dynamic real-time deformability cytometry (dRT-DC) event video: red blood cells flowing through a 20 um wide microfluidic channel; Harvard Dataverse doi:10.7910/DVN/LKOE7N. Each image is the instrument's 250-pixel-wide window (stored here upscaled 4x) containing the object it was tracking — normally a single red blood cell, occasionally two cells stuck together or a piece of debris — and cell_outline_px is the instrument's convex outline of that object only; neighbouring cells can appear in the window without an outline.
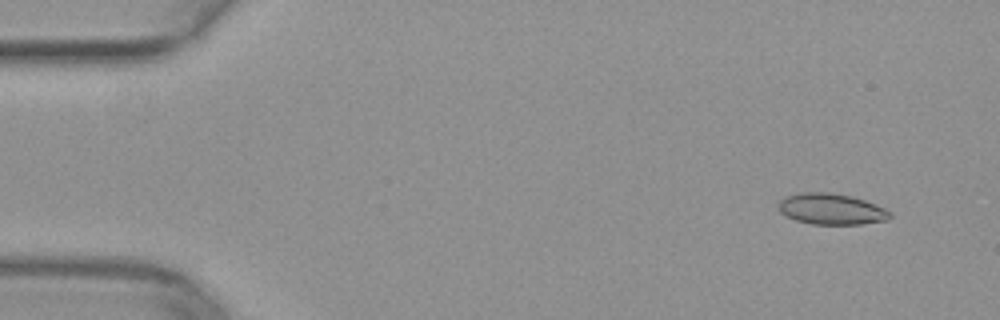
{"species": "common noctule bat (a hibernating species)", "species_latin": "Nyctalus noctula", "temperature_condition": "warm", "stored_images_in_passage": 48, "camera_frame_rate_fps": 3000, "um_per_image_px": 0.085, "animal": {"sex": "female", "body_mass_g": 29.2, "forearm_length_mm": 56.3}, "frame": {"image": 1, "passage_image": 1, "time_ms": 0.0, "image_size_px": [1000, 320], "cell_outline_px": [[892, 216], [888, 220], [860, 224], [812, 224], [796, 220], [784, 216], [780, 212], [776, 204], [780, 200], [788, 196], [800, 192], [828, 192], [852, 196], [864, 200], [884, 208], [892, 212]], "centroid_in_image_um": [70.64, 17.77], "position_along_channel_um": 14.4, "area_um2": 20.29}}
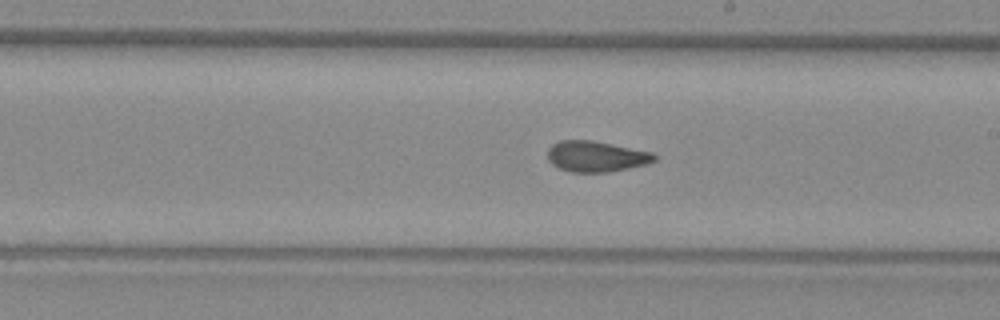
{"frame": {"image": 2, "passage_image": 26, "time_ms": 8.333, "image_size_px": [1000, 320], "cell_outline_px": [[656, 160], [648, 164], [608, 172], [572, 172], [560, 168], [552, 164], [548, 160], [548, 148], [552, 144], [560, 140], [592, 140], [652, 152], [656, 156]], "centroid_in_image_um": [50.67, 13.29], "position_along_channel_um": 238.3, "area_um2": 19.13}}
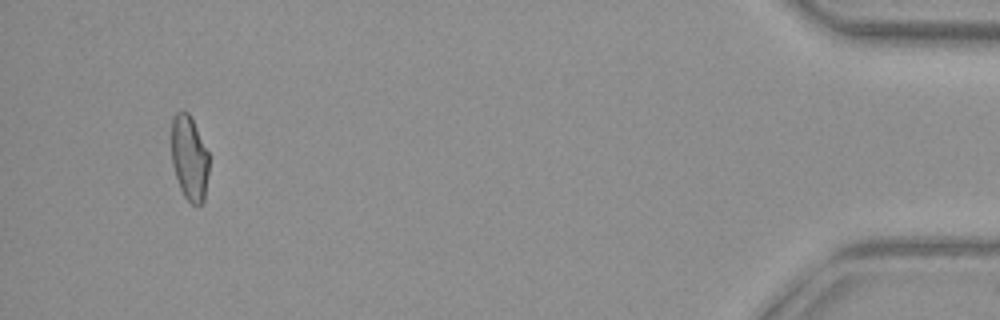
{"frame": {"image": 3, "passage_image": 45, "time_ms": 14.667, "image_size_px": [1000, 320], "cell_outline_px": [[208, 172], [204, 200], [200, 204], [192, 204], [184, 196], [180, 188], [172, 164], [172, 116], [176, 112], [188, 112], [208, 152]], "centroid_in_image_um": [16.09, 13.44], "position_along_channel_um": 419.1, "area_um2": 18.21}}